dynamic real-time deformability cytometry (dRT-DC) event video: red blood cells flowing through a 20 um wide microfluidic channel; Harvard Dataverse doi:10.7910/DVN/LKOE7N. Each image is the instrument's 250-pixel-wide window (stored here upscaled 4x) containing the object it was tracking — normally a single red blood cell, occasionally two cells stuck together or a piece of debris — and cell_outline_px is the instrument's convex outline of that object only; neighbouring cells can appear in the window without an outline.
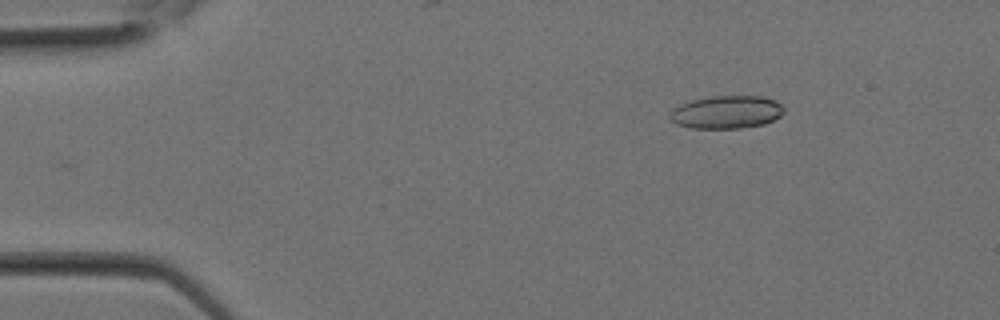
{"species": "Egyptian fruit bat (a non-hibernating species)", "species_latin": "Rousettus aegyptiacus", "temperature_condition": "room temperature", "stored_images_in_passage": 5, "camera_frame_rate_fps": 3000, "um_per_image_px": 0.085, "animal": {"sex": "female"}, "frame": {"image": 1, "passage_image": 1, "time_ms": 0.0, "image_size_px": [1000, 320], "cell_outline_px": [[784, 112], [780, 116], [764, 124], [740, 128], [692, 128], [676, 124], [668, 116], [668, 112], [672, 108], [680, 104], [692, 100], [708, 96], [760, 96], [776, 100], [784, 108]], "centroid_in_image_um": [61.72, 9.52], "position_along_channel_um": 23.3, "area_um2": 22.02}}
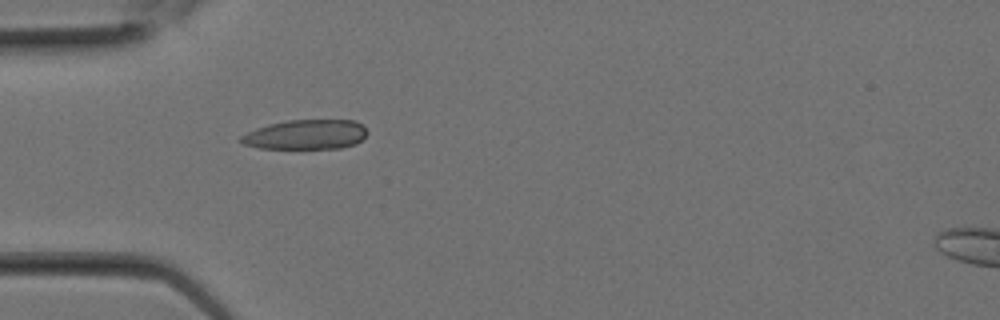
{"frame": {"image": 2, "passage_image": 5, "time_ms": 1.333, "image_size_px": [1000, 320], "cell_outline_px": [[368, 132], [356, 144], [340, 148], [260, 148], [244, 144], [236, 140], [240, 136], [256, 128], [268, 124], [288, 120], [352, 120], [360, 124]], "centroid_in_image_um": [25.95, 11.44], "position_along_channel_um": 59.0, "area_um2": 21.73}}